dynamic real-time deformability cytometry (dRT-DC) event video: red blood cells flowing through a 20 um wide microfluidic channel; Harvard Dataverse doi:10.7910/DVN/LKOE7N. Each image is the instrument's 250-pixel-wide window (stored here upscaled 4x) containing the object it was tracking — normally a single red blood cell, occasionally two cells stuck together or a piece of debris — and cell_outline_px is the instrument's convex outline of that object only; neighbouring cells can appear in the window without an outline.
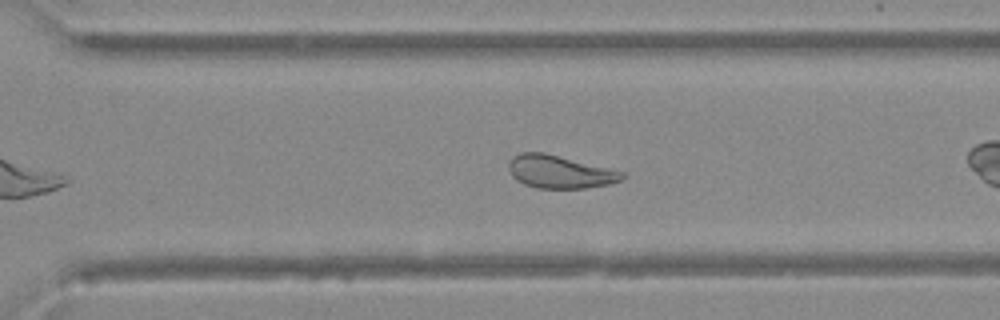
{"species": "Egyptian fruit bat (a non-hibernating species)", "species_latin": "Rousettus aegyptiacus", "temperature_condition": "warm", "stored_images_in_passage": 27, "camera_frame_rate_fps": 3000, "um_per_image_px": 0.085, "animal": {"sex": "female"}, "frame": {"image": 1, "passage_image": 20, "time_ms": 6.333, "image_size_px": [1000, 320], "cell_outline_px": [[624, 176], [620, 180], [608, 184], [584, 188], [536, 188], [524, 184], [516, 180], [512, 176], [508, 168], [508, 164], [512, 156], [520, 152], [544, 152], [624, 172]], "centroid_in_image_um": [47.51, 14.6], "position_along_channel_um": 323.1, "area_um2": 21.62}}